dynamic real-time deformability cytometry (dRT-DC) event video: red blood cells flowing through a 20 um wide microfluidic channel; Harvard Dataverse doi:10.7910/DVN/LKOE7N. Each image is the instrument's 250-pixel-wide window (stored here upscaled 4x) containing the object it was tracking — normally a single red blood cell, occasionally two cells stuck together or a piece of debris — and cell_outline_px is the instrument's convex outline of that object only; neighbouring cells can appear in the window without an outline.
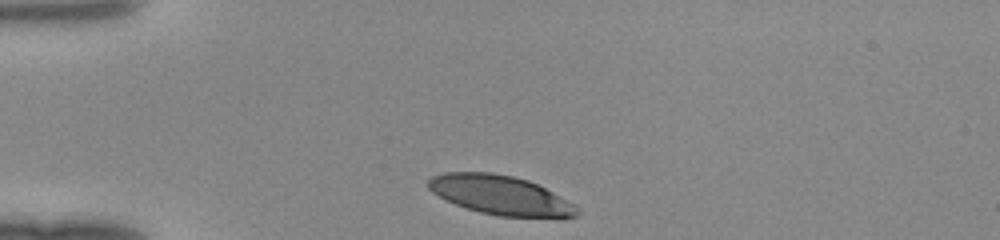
{"species": "human", "species_latin": "Homo sapiens", "temperature_condition": "room temperature", "stored_images_in_passage": 28, "camera_frame_rate_fps": 3000, "um_per_image_px": 0.085, "donor": {"sex": "female"}, "frame": {"image": 1, "passage_image": 1, "time_ms": 0.0, "image_size_px": [1000, 240], "cell_outline_px": [[580, 212], [576, 216], [500, 216], [480, 212], [456, 204], [432, 192], [428, 188], [428, 180], [432, 176], [444, 172], [492, 172], [512, 176], [528, 180], [552, 192], [572, 204]], "centroid_in_image_um": [42.46, 16.55], "position_along_channel_um": 42.5, "area_um2": 33.12}}
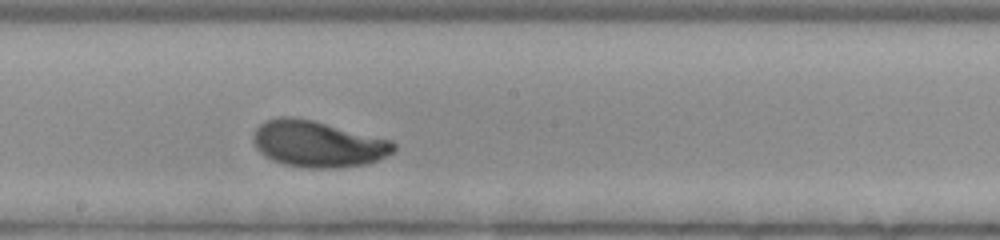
{"frame": {"image": 2, "passage_image": 16, "time_ms": 5.0, "image_size_px": [1000, 240], "cell_outline_px": [[396, 148], [392, 152], [368, 164], [336, 168], [308, 168], [284, 164], [272, 160], [264, 156], [256, 148], [252, 140], [252, 136], [256, 128], [264, 120], [276, 116], [288, 116], [312, 120], [392, 140], [396, 144]], "centroid_in_image_um": [26.97, 12.23], "position_along_channel_um": 221.2, "area_um2": 38.03}}
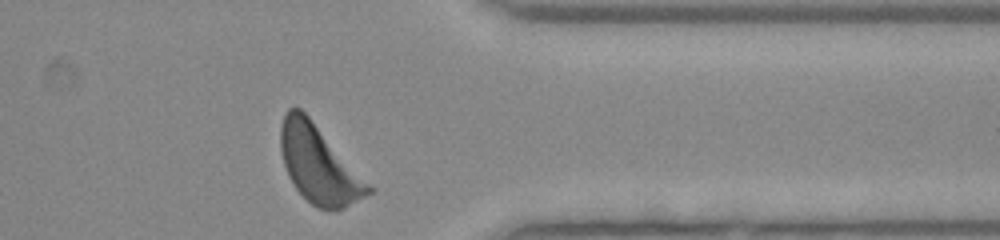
{"frame": {"image": 3, "passage_image": 28, "time_ms": 9.0, "image_size_px": [1000, 240], "cell_outline_px": [[376, 192], [344, 208], [316, 208], [296, 188], [288, 176], [284, 164], [280, 148], [280, 124], [284, 112], [288, 108], [300, 108], [308, 116]], "centroid_in_image_um": [27.07, 13.97], "position_along_channel_um": 384.3, "area_um2": 38.78}}